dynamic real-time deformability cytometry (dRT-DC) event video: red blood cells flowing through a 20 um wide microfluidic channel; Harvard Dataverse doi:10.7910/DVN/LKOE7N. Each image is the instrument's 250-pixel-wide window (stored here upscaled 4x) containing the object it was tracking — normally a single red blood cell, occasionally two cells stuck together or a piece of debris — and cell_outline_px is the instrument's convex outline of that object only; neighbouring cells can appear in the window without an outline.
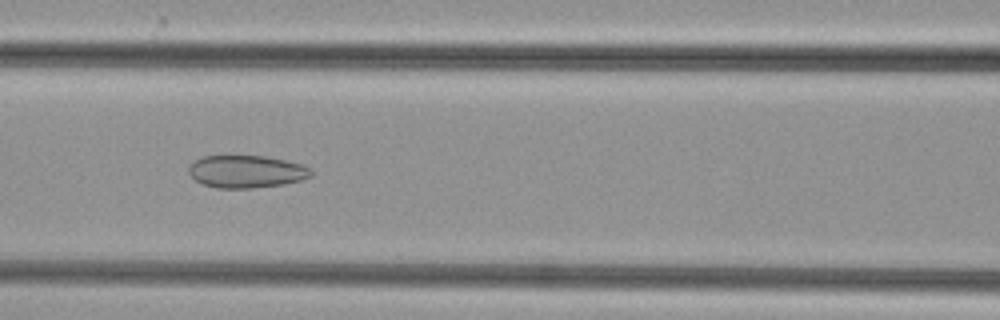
{"species": "common noctule bat (a hibernating species)", "species_latin": "Nyctalus noctula", "temperature_condition": "cold", "stored_images_in_passage": 50, "camera_frame_rate_fps": 3000, "um_per_image_px": 0.085, "animal": {"sex": "female", "body_mass_g": 29.2, "forearm_length_mm": 56.3}, "frame": {"image": 1, "passage_image": 22, "time_ms": 7.0, "image_size_px": [1000, 320], "cell_outline_px": [[312, 176], [300, 180], [284, 184], [252, 188], [216, 188], [204, 184], [196, 180], [188, 172], [188, 168], [196, 160], [204, 156], [264, 156], [304, 164], [312, 168]], "centroid_in_image_um": [20.99, 14.58], "position_along_channel_um": 145.6, "area_um2": 23.12}}
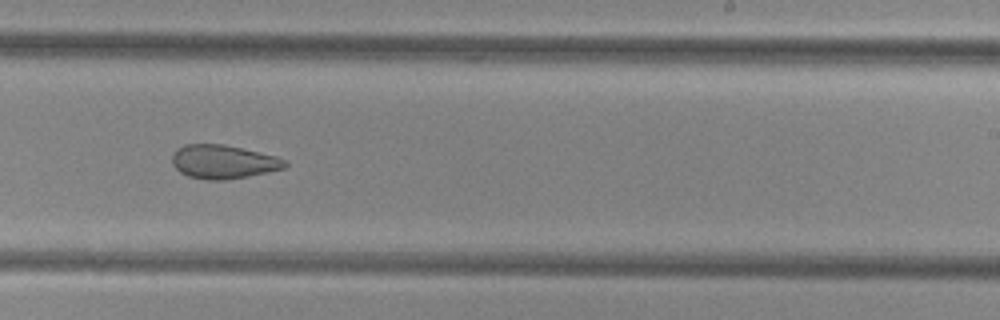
{"frame": {"image": 2, "passage_image": 31, "time_ms": 10.0, "image_size_px": [1000, 320], "cell_outline_px": [[288, 164], [284, 168], [268, 172], [248, 176], [224, 180], [208, 180], [188, 176], [180, 172], [172, 164], [172, 156], [184, 144], [224, 144], [276, 156], [288, 160]], "centroid_in_image_um": [19.01, 13.75], "position_along_channel_um": 270.0, "area_um2": 22.08}}
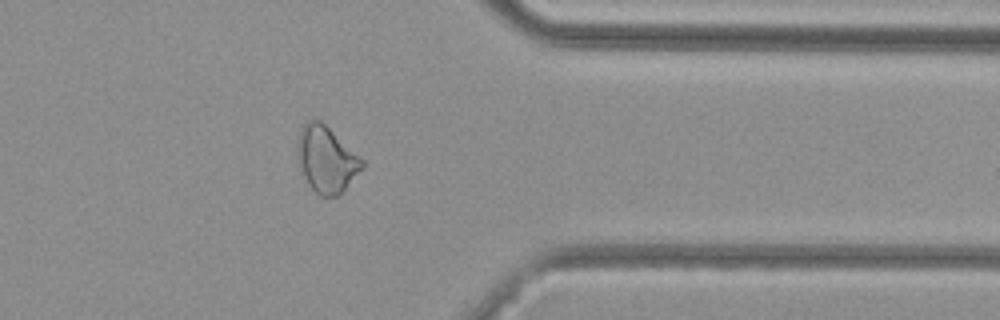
{"frame": {"image": 3, "passage_image": 40, "time_ms": 13.0, "image_size_px": [1000, 320], "cell_outline_px": [[364, 168], [336, 196], [320, 196], [308, 184], [304, 176], [296, 156], [296, 144], [300, 128], [312, 116], [320, 120], [360, 156], [364, 160]], "centroid_in_image_um": [27.71, 13.5], "position_along_channel_um": 383.7, "area_um2": 24.97}}